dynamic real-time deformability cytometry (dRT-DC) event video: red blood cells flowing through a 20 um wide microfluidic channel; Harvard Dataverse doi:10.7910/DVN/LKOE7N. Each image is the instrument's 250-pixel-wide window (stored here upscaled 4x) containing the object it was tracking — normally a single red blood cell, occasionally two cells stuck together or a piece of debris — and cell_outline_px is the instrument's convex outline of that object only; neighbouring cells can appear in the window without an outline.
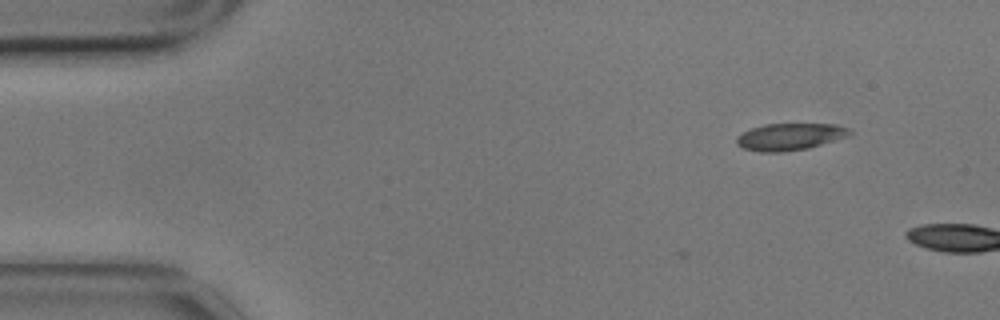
{"species": "common noctule bat (a hibernating species)", "species_latin": "Nyctalus noctula", "temperature_condition": "cold", "stored_images_in_passage": 2, "camera_frame_rate_fps": 3000, "um_per_image_px": 0.085, "animal": {"sex": "male", "body_mass_g": 17.9}, "frame": {"image": 1, "passage_image": 2, "time_ms": 0.333, "image_size_px": [1000, 320], "cell_outline_px": [[852, 132], [848, 136], [808, 148], [784, 152], [760, 152], [744, 148], [736, 144], [736, 136], [752, 128], [764, 124], [836, 124], [848, 128]], "centroid_in_image_um": [67.12, 11.62], "position_along_channel_um": 17.9, "area_um2": 17.69}}